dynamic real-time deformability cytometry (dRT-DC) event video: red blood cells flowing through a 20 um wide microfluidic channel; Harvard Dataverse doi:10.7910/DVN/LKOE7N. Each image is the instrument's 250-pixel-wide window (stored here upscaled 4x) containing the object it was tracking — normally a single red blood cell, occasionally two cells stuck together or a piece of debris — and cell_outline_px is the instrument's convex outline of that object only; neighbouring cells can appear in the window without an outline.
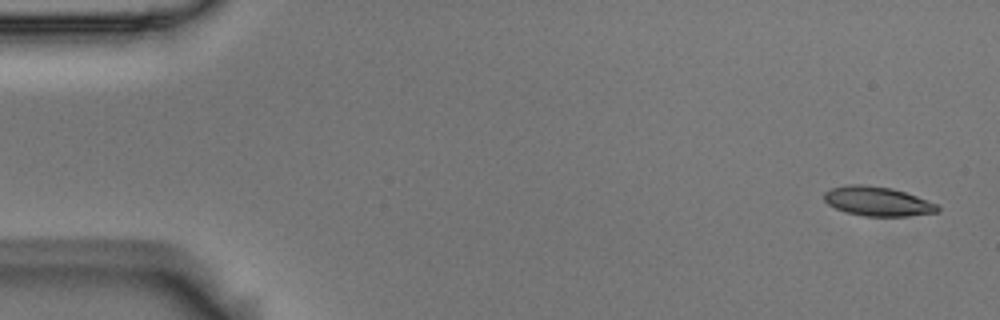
{"species": "Egyptian fruit bat (a non-hibernating species)", "species_latin": "Rousettus aegyptiacus", "temperature_condition": "room temperature", "stored_images_in_passage": 4, "camera_frame_rate_fps": 3000, "um_per_image_px": 0.085, "animal": {"sex": "male"}, "frame": {"image": 1, "passage_image": 1, "time_ms": 0.0, "image_size_px": [1000, 320], "cell_outline_px": [[940, 212], [908, 216], [864, 216], [844, 212], [828, 204], [824, 200], [824, 192], [832, 188], [848, 184], [860, 184], [892, 188], [916, 196], [936, 204], [940, 208]], "centroid_in_image_um": [74.58, 17.12], "position_along_channel_um": 10.4, "area_um2": 19.36}}
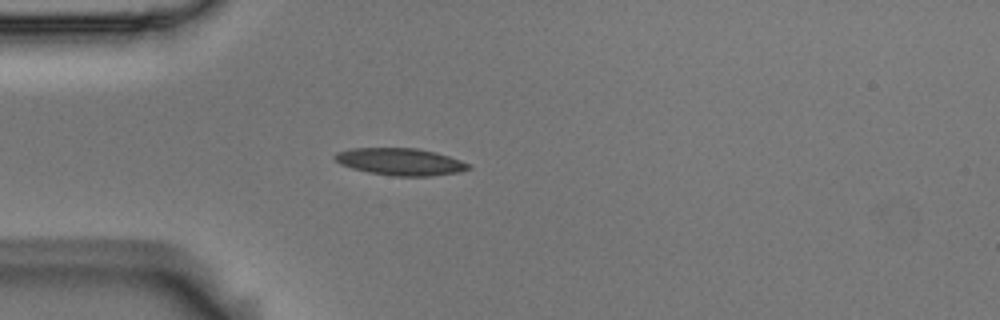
{"frame": {"image": 2, "passage_image": 4, "time_ms": 1.0, "image_size_px": [1000, 320], "cell_outline_px": [[472, 168], [460, 172], [432, 176], [392, 176], [368, 172], [352, 168], [340, 164], [332, 156], [336, 152], [352, 148], [416, 148], [436, 152], [460, 160], [468, 164]], "centroid_in_image_um": [34.01, 13.75], "position_along_channel_um": 51.0, "area_um2": 21.15}}